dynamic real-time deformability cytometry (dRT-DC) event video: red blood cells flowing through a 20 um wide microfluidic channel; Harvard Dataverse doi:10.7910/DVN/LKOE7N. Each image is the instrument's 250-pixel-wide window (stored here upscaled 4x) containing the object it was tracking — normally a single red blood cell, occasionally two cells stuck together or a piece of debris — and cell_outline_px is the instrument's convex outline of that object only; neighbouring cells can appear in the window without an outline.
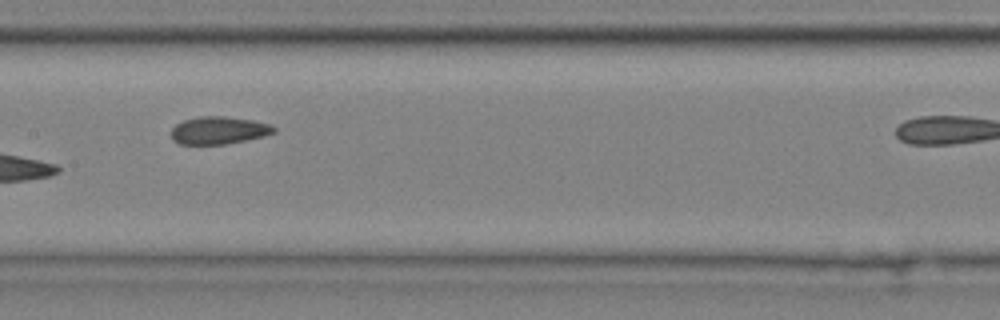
{"species": "common noctule bat (a hibernating species)", "species_latin": "Nyctalus noctula", "temperature_condition": "cold", "stored_images_in_passage": 8, "camera_frame_rate_fps": 3000, "um_per_image_px": 0.085, "animal": {"sex": "male", "body_mass_g": 20.4}, "frame": {"image": 1, "passage_image": 6, "time_ms": 1.667, "image_size_px": [1000, 320], "cell_outline_px": [[276, 132], [264, 136], [224, 144], [180, 144], [172, 140], [172, 128], [176, 124], [184, 120], [200, 116], [224, 116], [252, 120], [272, 124], [276, 128]], "centroid_in_image_um": [18.61, 11.07], "position_along_channel_um": 188.8, "area_um2": 16.47}}
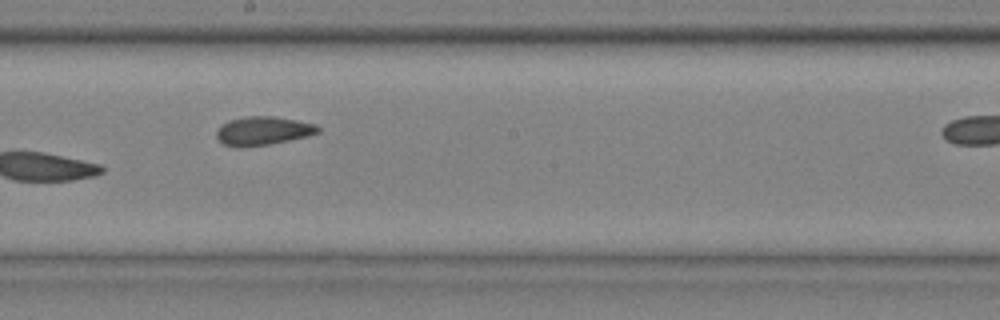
{"frame": {"image": 2, "passage_image": 7, "time_ms": 2.0, "image_size_px": [1000, 320], "cell_outline_px": [[320, 132], [308, 136], [268, 144], [240, 148], [236, 148], [224, 144], [216, 136], [216, 132], [224, 124], [232, 120], [248, 116], [272, 116], [296, 120], [316, 124], [320, 128]], "centroid_in_image_um": [22.39, 11.13], "position_along_channel_um": 225.8, "area_um2": 16.7}}